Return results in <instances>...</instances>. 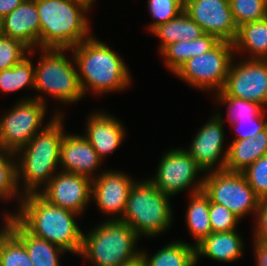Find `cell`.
Wrapping results in <instances>:
<instances>
[{"mask_svg": "<svg viewBox=\"0 0 267 266\" xmlns=\"http://www.w3.org/2000/svg\"><path fill=\"white\" fill-rule=\"evenodd\" d=\"M83 94L122 91L131 85V74L121 56L91 36L70 49Z\"/></svg>", "mask_w": 267, "mask_h": 266, "instance_id": "3", "label": "cell"}, {"mask_svg": "<svg viewBox=\"0 0 267 266\" xmlns=\"http://www.w3.org/2000/svg\"><path fill=\"white\" fill-rule=\"evenodd\" d=\"M22 198L13 217L33 236L57 245L66 253L79 255L83 239L75 220L79 214L50 204L39 193Z\"/></svg>", "mask_w": 267, "mask_h": 266, "instance_id": "2", "label": "cell"}, {"mask_svg": "<svg viewBox=\"0 0 267 266\" xmlns=\"http://www.w3.org/2000/svg\"><path fill=\"white\" fill-rule=\"evenodd\" d=\"M222 117L219 113L215 116L213 114L196 133L190 148L185 149L205 173L225 168L228 149L223 152L224 122L226 120Z\"/></svg>", "mask_w": 267, "mask_h": 266, "instance_id": "15", "label": "cell"}, {"mask_svg": "<svg viewBox=\"0 0 267 266\" xmlns=\"http://www.w3.org/2000/svg\"><path fill=\"white\" fill-rule=\"evenodd\" d=\"M257 266H267V244L253 241Z\"/></svg>", "mask_w": 267, "mask_h": 266, "instance_id": "39", "label": "cell"}, {"mask_svg": "<svg viewBox=\"0 0 267 266\" xmlns=\"http://www.w3.org/2000/svg\"><path fill=\"white\" fill-rule=\"evenodd\" d=\"M85 2L86 4H88L90 7H92V5L94 4L93 2H95L96 0H80Z\"/></svg>", "mask_w": 267, "mask_h": 266, "instance_id": "43", "label": "cell"}, {"mask_svg": "<svg viewBox=\"0 0 267 266\" xmlns=\"http://www.w3.org/2000/svg\"><path fill=\"white\" fill-rule=\"evenodd\" d=\"M207 174L204 175L202 191L211 202L224 205L240 219L251 213L255 217L260 199L242 172L213 170Z\"/></svg>", "mask_w": 267, "mask_h": 266, "instance_id": "10", "label": "cell"}, {"mask_svg": "<svg viewBox=\"0 0 267 266\" xmlns=\"http://www.w3.org/2000/svg\"><path fill=\"white\" fill-rule=\"evenodd\" d=\"M232 61L223 89L216 97H236L267 106V59Z\"/></svg>", "mask_w": 267, "mask_h": 266, "instance_id": "12", "label": "cell"}, {"mask_svg": "<svg viewBox=\"0 0 267 266\" xmlns=\"http://www.w3.org/2000/svg\"><path fill=\"white\" fill-rule=\"evenodd\" d=\"M8 229L24 244L28 257L34 266H61V254L64 249L30 234L14 217Z\"/></svg>", "mask_w": 267, "mask_h": 266, "instance_id": "21", "label": "cell"}, {"mask_svg": "<svg viewBox=\"0 0 267 266\" xmlns=\"http://www.w3.org/2000/svg\"><path fill=\"white\" fill-rule=\"evenodd\" d=\"M236 25L267 18V0H229Z\"/></svg>", "mask_w": 267, "mask_h": 266, "instance_id": "31", "label": "cell"}, {"mask_svg": "<svg viewBox=\"0 0 267 266\" xmlns=\"http://www.w3.org/2000/svg\"><path fill=\"white\" fill-rule=\"evenodd\" d=\"M86 234L79 255L93 266H121L141 256L140 237L120 220H106Z\"/></svg>", "mask_w": 267, "mask_h": 266, "instance_id": "5", "label": "cell"}, {"mask_svg": "<svg viewBox=\"0 0 267 266\" xmlns=\"http://www.w3.org/2000/svg\"><path fill=\"white\" fill-rule=\"evenodd\" d=\"M154 177L149 180L169 197L191 188L190 194L203 189L204 177L198 178L204 170L183 148L169 149L158 164ZM196 177L198 178L196 180ZM196 180V182H195Z\"/></svg>", "mask_w": 267, "mask_h": 266, "instance_id": "11", "label": "cell"}, {"mask_svg": "<svg viewBox=\"0 0 267 266\" xmlns=\"http://www.w3.org/2000/svg\"><path fill=\"white\" fill-rule=\"evenodd\" d=\"M40 49H71L92 36L86 17L91 7L80 0H36Z\"/></svg>", "mask_w": 267, "mask_h": 266, "instance_id": "4", "label": "cell"}, {"mask_svg": "<svg viewBox=\"0 0 267 266\" xmlns=\"http://www.w3.org/2000/svg\"><path fill=\"white\" fill-rule=\"evenodd\" d=\"M69 50L42 48L41 57L34 66L35 90L46 93V96L51 95L64 104L75 103L85 97L80 86L74 57L69 59L65 56Z\"/></svg>", "mask_w": 267, "mask_h": 266, "instance_id": "7", "label": "cell"}, {"mask_svg": "<svg viewBox=\"0 0 267 266\" xmlns=\"http://www.w3.org/2000/svg\"><path fill=\"white\" fill-rule=\"evenodd\" d=\"M0 266H34L24 244L9 229L0 237Z\"/></svg>", "mask_w": 267, "mask_h": 266, "instance_id": "30", "label": "cell"}, {"mask_svg": "<svg viewBox=\"0 0 267 266\" xmlns=\"http://www.w3.org/2000/svg\"><path fill=\"white\" fill-rule=\"evenodd\" d=\"M86 123V140L95 149L102 161L120 147L125 138V128L111 114L96 111L89 115Z\"/></svg>", "mask_w": 267, "mask_h": 266, "instance_id": "19", "label": "cell"}, {"mask_svg": "<svg viewBox=\"0 0 267 266\" xmlns=\"http://www.w3.org/2000/svg\"><path fill=\"white\" fill-rule=\"evenodd\" d=\"M209 219L212 232H229L237 230V223L241 220L224 205L210 201Z\"/></svg>", "mask_w": 267, "mask_h": 266, "instance_id": "36", "label": "cell"}, {"mask_svg": "<svg viewBox=\"0 0 267 266\" xmlns=\"http://www.w3.org/2000/svg\"><path fill=\"white\" fill-rule=\"evenodd\" d=\"M33 53L23 42L0 33V71L12 68Z\"/></svg>", "mask_w": 267, "mask_h": 266, "instance_id": "32", "label": "cell"}, {"mask_svg": "<svg viewBox=\"0 0 267 266\" xmlns=\"http://www.w3.org/2000/svg\"><path fill=\"white\" fill-rule=\"evenodd\" d=\"M218 105H226L229 123L238 122L240 119L256 118L265 109L258 103L250 102L236 97H216Z\"/></svg>", "mask_w": 267, "mask_h": 266, "instance_id": "33", "label": "cell"}, {"mask_svg": "<svg viewBox=\"0 0 267 266\" xmlns=\"http://www.w3.org/2000/svg\"><path fill=\"white\" fill-rule=\"evenodd\" d=\"M135 181L122 171L110 169L98 173L92 180L91 200L96 202L103 214L111 215L106 220H121Z\"/></svg>", "mask_w": 267, "mask_h": 266, "instance_id": "16", "label": "cell"}, {"mask_svg": "<svg viewBox=\"0 0 267 266\" xmlns=\"http://www.w3.org/2000/svg\"><path fill=\"white\" fill-rule=\"evenodd\" d=\"M54 114L47 125L15 153L17 182L18 187H21L22 180L23 196L39 193L41 186H46L59 172L57 168L60 161V146L65 134V118L62 112L57 111Z\"/></svg>", "mask_w": 267, "mask_h": 266, "instance_id": "1", "label": "cell"}, {"mask_svg": "<svg viewBox=\"0 0 267 266\" xmlns=\"http://www.w3.org/2000/svg\"><path fill=\"white\" fill-rule=\"evenodd\" d=\"M121 266H145L144 260L142 257H138L134 259L133 261H130L128 263L122 264Z\"/></svg>", "mask_w": 267, "mask_h": 266, "instance_id": "42", "label": "cell"}, {"mask_svg": "<svg viewBox=\"0 0 267 266\" xmlns=\"http://www.w3.org/2000/svg\"><path fill=\"white\" fill-rule=\"evenodd\" d=\"M26 87L34 89V65L28 56L12 68L0 71V92L12 93Z\"/></svg>", "mask_w": 267, "mask_h": 266, "instance_id": "28", "label": "cell"}, {"mask_svg": "<svg viewBox=\"0 0 267 266\" xmlns=\"http://www.w3.org/2000/svg\"><path fill=\"white\" fill-rule=\"evenodd\" d=\"M0 33L23 42L31 50H39L40 19L36 0H24L11 13L4 16L0 20Z\"/></svg>", "mask_w": 267, "mask_h": 266, "instance_id": "18", "label": "cell"}, {"mask_svg": "<svg viewBox=\"0 0 267 266\" xmlns=\"http://www.w3.org/2000/svg\"><path fill=\"white\" fill-rule=\"evenodd\" d=\"M184 11L205 33L219 41L234 42L238 26L229 0H184Z\"/></svg>", "mask_w": 267, "mask_h": 266, "instance_id": "13", "label": "cell"}, {"mask_svg": "<svg viewBox=\"0 0 267 266\" xmlns=\"http://www.w3.org/2000/svg\"><path fill=\"white\" fill-rule=\"evenodd\" d=\"M46 99L42 95L23 97L0 116V146L16 153L38 133L45 121Z\"/></svg>", "mask_w": 267, "mask_h": 266, "instance_id": "9", "label": "cell"}, {"mask_svg": "<svg viewBox=\"0 0 267 266\" xmlns=\"http://www.w3.org/2000/svg\"><path fill=\"white\" fill-rule=\"evenodd\" d=\"M148 10L152 22L149 24V31L177 17L184 10V0H148Z\"/></svg>", "mask_w": 267, "mask_h": 266, "instance_id": "34", "label": "cell"}, {"mask_svg": "<svg viewBox=\"0 0 267 266\" xmlns=\"http://www.w3.org/2000/svg\"><path fill=\"white\" fill-rule=\"evenodd\" d=\"M233 47L235 53L250 52L247 59H267V18L240 25Z\"/></svg>", "mask_w": 267, "mask_h": 266, "instance_id": "24", "label": "cell"}, {"mask_svg": "<svg viewBox=\"0 0 267 266\" xmlns=\"http://www.w3.org/2000/svg\"><path fill=\"white\" fill-rule=\"evenodd\" d=\"M242 174L257 197L267 199V154L248 166Z\"/></svg>", "mask_w": 267, "mask_h": 266, "instance_id": "35", "label": "cell"}, {"mask_svg": "<svg viewBox=\"0 0 267 266\" xmlns=\"http://www.w3.org/2000/svg\"><path fill=\"white\" fill-rule=\"evenodd\" d=\"M169 198L149 179L135 181L120 221L130 226L140 238L160 236L174 220Z\"/></svg>", "mask_w": 267, "mask_h": 266, "instance_id": "6", "label": "cell"}, {"mask_svg": "<svg viewBox=\"0 0 267 266\" xmlns=\"http://www.w3.org/2000/svg\"><path fill=\"white\" fill-rule=\"evenodd\" d=\"M24 0H0V20L11 13Z\"/></svg>", "mask_w": 267, "mask_h": 266, "instance_id": "40", "label": "cell"}, {"mask_svg": "<svg viewBox=\"0 0 267 266\" xmlns=\"http://www.w3.org/2000/svg\"><path fill=\"white\" fill-rule=\"evenodd\" d=\"M91 187L90 178L60 170L39 194L50 204L81 215L91 202Z\"/></svg>", "mask_w": 267, "mask_h": 266, "instance_id": "14", "label": "cell"}, {"mask_svg": "<svg viewBox=\"0 0 267 266\" xmlns=\"http://www.w3.org/2000/svg\"><path fill=\"white\" fill-rule=\"evenodd\" d=\"M233 43L219 41L212 49L185 62L174 74L202 91L223 89L234 60Z\"/></svg>", "mask_w": 267, "mask_h": 266, "instance_id": "8", "label": "cell"}, {"mask_svg": "<svg viewBox=\"0 0 267 266\" xmlns=\"http://www.w3.org/2000/svg\"><path fill=\"white\" fill-rule=\"evenodd\" d=\"M15 158L14 152L0 146V199H17L18 197L20 206L23 194L18 187Z\"/></svg>", "mask_w": 267, "mask_h": 266, "instance_id": "29", "label": "cell"}, {"mask_svg": "<svg viewBox=\"0 0 267 266\" xmlns=\"http://www.w3.org/2000/svg\"><path fill=\"white\" fill-rule=\"evenodd\" d=\"M254 229V241L267 244V199L260 200Z\"/></svg>", "mask_w": 267, "mask_h": 266, "instance_id": "38", "label": "cell"}, {"mask_svg": "<svg viewBox=\"0 0 267 266\" xmlns=\"http://www.w3.org/2000/svg\"><path fill=\"white\" fill-rule=\"evenodd\" d=\"M218 42L215 36L205 33L194 40L170 43L160 53L167 69L174 74L190 58L208 52Z\"/></svg>", "mask_w": 267, "mask_h": 266, "instance_id": "23", "label": "cell"}, {"mask_svg": "<svg viewBox=\"0 0 267 266\" xmlns=\"http://www.w3.org/2000/svg\"><path fill=\"white\" fill-rule=\"evenodd\" d=\"M228 146L224 170L243 172L248 166L267 154V127L255 138L232 141Z\"/></svg>", "mask_w": 267, "mask_h": 266, "instance_id": "22", "label": "cell"}, {"mask_svg": "<svg viewBox=\"0 0 267 266\" xmlns=\"http://www.w3.org/2000/svg\"><path fill=\"white\" fill-rule=\"evenodd\" d=\"M264 110L256 118L240 119L238 122H234L231 126L236 130L237 135L232 141L242 140L246 138H255V136L267 127V118H265Z\"/></svg>", "mask_w": 267, "mask_h": 266, "instance_id": "37", "label": "cell"}, {"mask_svg": "<svg viewBox=\"0 0 267 266\" xmlns=\"http://www.w3.org/2000/svg\"><path fill=\"white\" fill-rule=\"evenodd\" d=\"M13 217V213L12 212H8L6 215H4V223L3 226H1L0 229V237L7 231L8 227H9V223L11 218ZM4 227V228H3Z\"/></svg>", "mask_w": 267, "mask_h": 266, "instance_id": "41", "label": "cell"}, {"mask_svg": "<svg viewBox=\"0 0 267 266\" xmlns=\"http://www.w3.org/2000/svg\"><path fill=\"white\" fill-rule=\"evenodd\" d=\"M150 32L160 39V52L170 43L194 40L205 34L204 30L184 10L177 17L159 24Z\"/></svg>", "mask_w": 267, "mask_h": 266, "instance_id": "25", "label": "cell"}, {"mask_svg": "<svg viewBox=\"0 0 267 266\" xmlns=\"http://www.w3.org/2000/svg\"><path fill=\"white\" fill-rule=\"evenodd\" d=\"M209 209L210 200L202 190L190 194L185 218L188 231L195 239L194 247L212 233Z\"/></svg>", "mask_w": 267, "mask_h": 266, "instance_id": "26", "label": "cell"}, {"mask_svg": "<svg viewBox=\"0 0 267 266\" xmlns=\"http://www.w3.org/2000/svg\"><path fill=\"white\" fill-rule=\"evenodd\" d=\"M101 158L83 135L64 134L60 146L59 170L95 179Z\"/></svg>", "mask_w": 267, "mask_h": 266, "instance_id": "17", "label": "cell"}, {"mask_svg": "<svg viewBox=\"0 0 267 266\" xmlns=\"http://www.w3.org/2000/svg\"><path fill=\"white\" fill-rule=\"evenodd\" d=\"M243 239L236 230L212 232L195 246V263L200 257H208L217 262H235L244 254Z\"/></svg>", "mask_w": 267, "mask_h": 266, "instance_id": "20", "label": "cell"}, {"mask_svg": "<svg viewBox=\"0 0 267 266\" xmlns=\"http://www.w3.org/2000/svg\"><path fill=\"white\" fill-rule=\"evenodd\" d=\"M146 253L141 251L145 266H196L195 247L188 242L172 241L151 257Z\"/></svg>", "mask_w": 267, "mask_h": 266, "instance_id": "27", "label": "cell"}]
</instances>
